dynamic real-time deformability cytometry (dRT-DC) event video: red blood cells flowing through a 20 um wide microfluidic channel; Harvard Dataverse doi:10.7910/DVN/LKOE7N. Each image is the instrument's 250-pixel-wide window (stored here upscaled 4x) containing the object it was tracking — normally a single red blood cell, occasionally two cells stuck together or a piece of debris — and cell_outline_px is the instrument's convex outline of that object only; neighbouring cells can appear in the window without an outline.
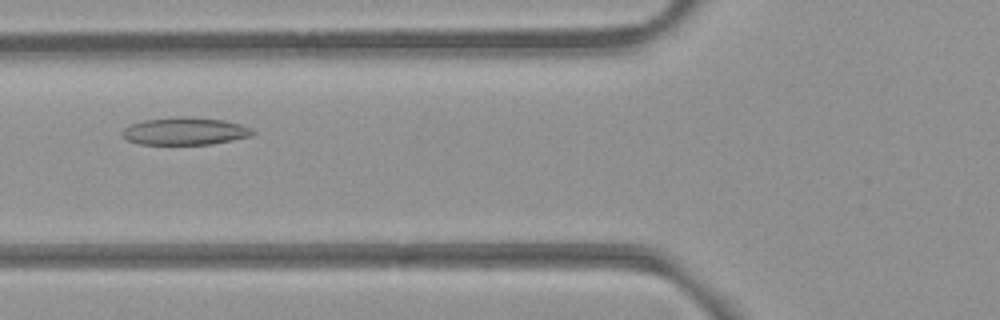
{"species": "common noctule bat (a hibernating species)", "species_latin": "Nyctalus noctula", "temperature_condition": "room temperature", "stored_images_in_passage": 44, "camera_frame_rate_fps": 3000, "um_per_image_px": 0.085, "animal": {"sex": "female", "body_mass_g": 21.9}, "frame": {"image": 1, "passage_image": 12, "time_ms": 3.667, "image_size_px": [1000, 320], "cell_outline_px": [[256, 132], [252, 136], [212, 144], [140, 144], [128, 140], [120, 132], [128, 124], [144, 120], [180, 116], [184, 116], [224, 120], [240, 124], [252, 128]], "centroid_in_image_um": [15.73, 11.14], "position_along_channel_um": 110.1, "area_um2": 20.98}}
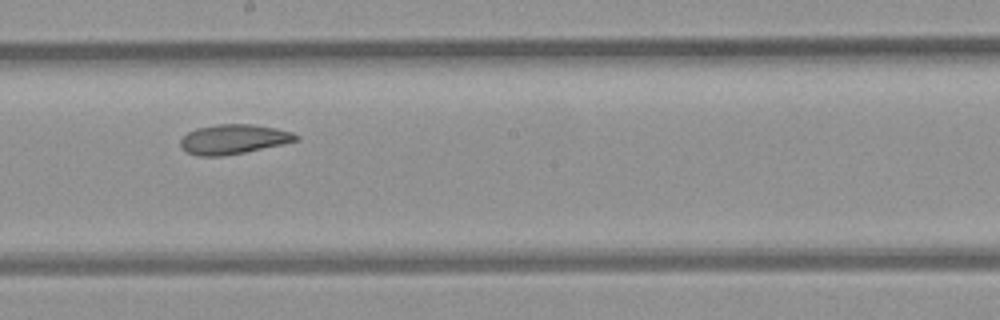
{"frame": {"image": 2, "passage_image": 21, "time_ms": 6.667, "image_size_px": [1000, 320], "cell_outline_px": [[300, 140], [244, 152], [220, 156], [196, 156], [180, 148], [180, 140], [188, 132], [196, 128], [216, 124], [252, 124], [276, 128], [292, 132], [300, 136]], "centroid_in_image_um": [19.84, 11.83], "position_along_channel_um": 228.4, "area_um2": 19.94}}
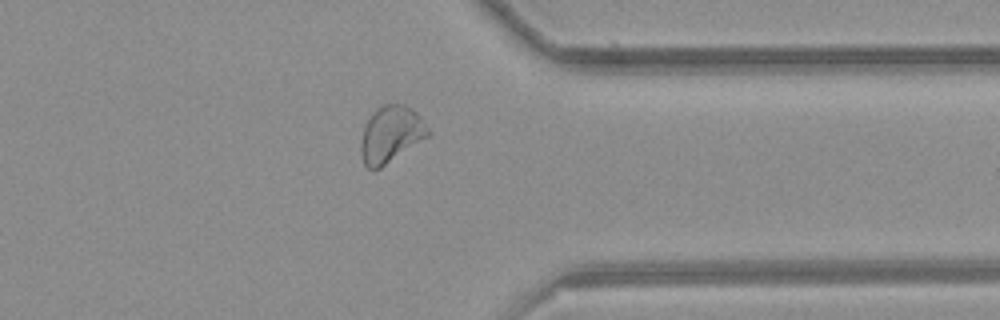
{"frame": {"image": 3, "passage_image": 33, "time_ms": 10.667, "image_size_px": [1000, 320], "cell_outline_px": [[432, 132], [428, 136], [380, 168], [372, 172], [364, 164], [360, 152], [360, 144], [364, 128], [372, 112], [376, 108], [384, 104], [404, 104], [412, 108], [420, 116]], "centroid_in_image_um": [33.22, 11.41], "position_along_channel_um": 378.2, "area_um2": 22.14}, "authors_computed_cell_mechanics": {"area_um2": 21.7617, "velocity_mm_per_s": 3.924, "shape_relaxation_time_tau1_ms": null, "shape_relaxation_time_tau2_ms": 2.8148, "deformation_change_tau1": null, "deformation_change_tau2": 0.0831}}